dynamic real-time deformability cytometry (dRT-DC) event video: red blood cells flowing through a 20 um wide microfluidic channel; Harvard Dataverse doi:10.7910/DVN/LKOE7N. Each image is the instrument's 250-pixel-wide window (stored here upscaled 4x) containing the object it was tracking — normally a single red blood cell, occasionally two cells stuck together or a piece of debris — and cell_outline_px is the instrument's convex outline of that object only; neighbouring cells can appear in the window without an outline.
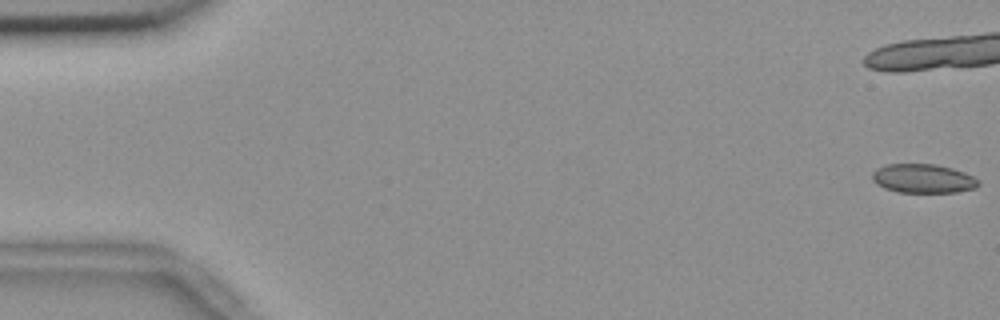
{"species": "common noctule bat (a hibernating species)", "species_latin": "Nyctalus noctula", "temperature_condition": "room temperature", "stored_images_in_passage": 23, "camera_frame_rate_fps": 3000, "um_per_image_px": 0.085, "animal": {"sex": "female", "body_mass_g": 18.4}, "frame": {"image": 1, "passage_image": 1, "time_ms": 0.0, "image_size_px": [1000, 320], "cell_outline_px": [[980, 184], [976, 188], [956, 192], [896, 192], [884, 188], [876, 184], [872, 180], [872, 172], [876, 168], [888, 164], [936, 164], [952, 168], [964, 172], [980, 180]], "centroid_in_image_um": [78.46, 15.17], "position_along_channel_um": 6.5, "area_um2": 18.09}}